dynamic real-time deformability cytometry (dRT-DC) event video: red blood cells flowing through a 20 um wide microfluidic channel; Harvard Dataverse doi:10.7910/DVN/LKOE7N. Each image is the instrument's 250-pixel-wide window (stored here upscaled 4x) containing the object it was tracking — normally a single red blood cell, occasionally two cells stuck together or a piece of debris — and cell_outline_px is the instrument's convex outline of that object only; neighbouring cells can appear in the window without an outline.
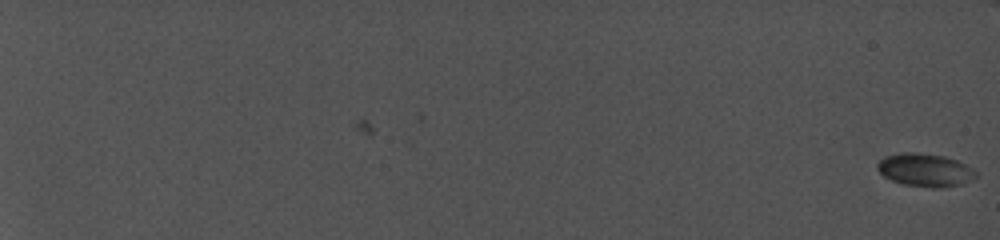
{"species": "common noctule bat (a hibernating species)", "species_latin": "Nyctalus noctula", "temperature_condition": "cold", "stored_images_in_passage": 2, "camera_frame_rate_fps": 5000, "um_per_image_px": 0.085, "animal": {"sex": "female", "body_mass_g": 19.0, "forearm_length_mm": 56.7}, "frame": {"image": 1, "passage_image": 2, "time_ms": 1.4, "image_size_px": [1000, 240], "cell_outline_px": [[976, 176], [956, 184], [904, 184], [892, 180], [884, 176], [880, 172], [876, 164], [884, 156], [900, 152], [912, 152], [944, 156], [956, 160], [964, 164], [976, 172]], "centroid_in_image_um": [78.52, 14.37], "position_along_channel_um": 6.5, "area_um2": 17.63}}